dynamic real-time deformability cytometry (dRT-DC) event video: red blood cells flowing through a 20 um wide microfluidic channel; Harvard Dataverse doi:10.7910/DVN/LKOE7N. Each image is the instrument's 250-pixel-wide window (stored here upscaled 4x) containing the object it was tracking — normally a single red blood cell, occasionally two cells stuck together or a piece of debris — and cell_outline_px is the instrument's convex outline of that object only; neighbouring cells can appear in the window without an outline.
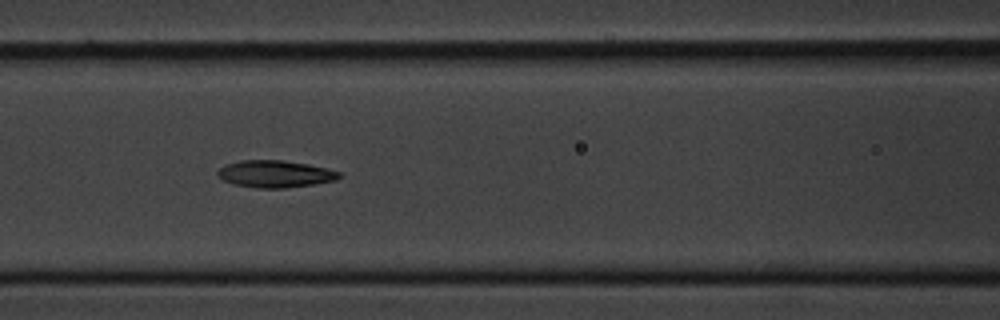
{"species": "common noctule bat (a hibernating species)", "species_latin": "Nyctalus noctula", "temperature_condition": "cold", "stored_images_in_passage": 12, "camera_frame_rate_fps": 3000, "um_per_image_px": 0.085, "animal": {"sex": "male", "body_mass_g": 20.1, "forearm_length_mm": 53.5}, "frame": {"image": 1, "passage_image": 6, "time_ms": 7.333, "image_size_px": [1000, 320], "cell_outline_px": [[344, 176], [336, 180], [312, 184], [284, 188], [256, 188], [232, 184], [216, 176], [216, 172], [220, 168], [228, 164], [240, 160], [280, 160], [308, 164], [340, 172]], "centroid_in_image_um": [23.37, 14.79], "position_along_channel_um": 143.2, "area_um2": 19.13}}
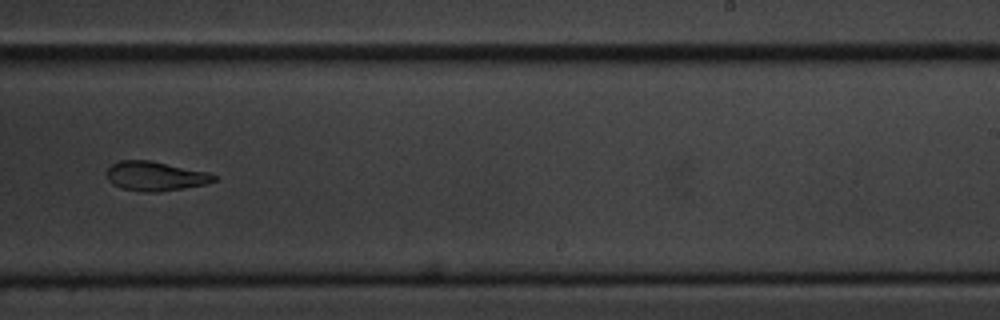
{"frame": {"image": 2, "passage_image": 9, "time_ms": 11.0, "image_size_px": [1000, 320], "cell_outline_px": [[216, 180], [204, 184], [160, 192], [144, 192], [120, 188], [112, 184], [108, 180], [108, 168], [112, 164], [120, 160], [148, 160], [208, 172], [216, 176]], "centroid_in_image_um": [13.17, 14.98], "position_along_channel_um": 275.8, "area_um2": 18.15}}
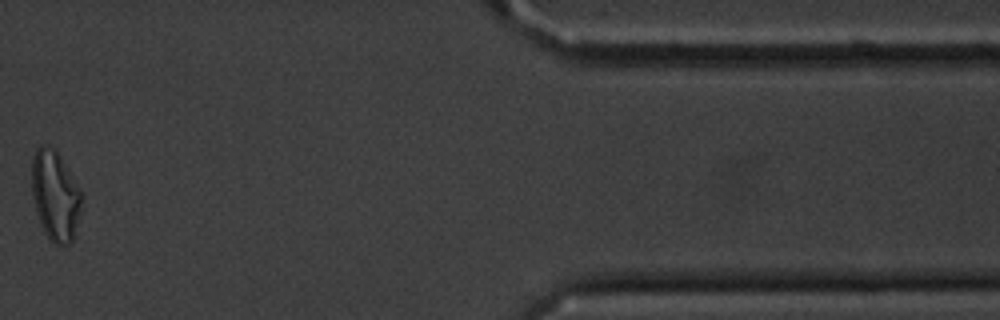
{"frame": {"image": 3, "passage_image": 12, "time_ms": 16.0, "image_size_px": [1000, 320], "cell_outline_px": [[80, 212], [72, 240], [68, 244], [52, 244], [44, 232], [36, 212], [32, 196], [32, 160], [36, 148], [40, 144], [52, 148], [56, 152], [80, 192]], "centroid_in_image_um": [4.64, 16.67], "position_along_channel_um": 406.8, "area_um2": 25.26}, "authors_computed_cell_mechanics": {"area_um2": 19.1318, "velocity_mm_per_s": 3.6292, "shape_relaxation_time_tau1_ms": 4.0589, "shape_relaxation_time_tau2_ms": 6.3027, "deformation_change_tau1": 0.1575, "deformation_change_tau2": 0.1329}}